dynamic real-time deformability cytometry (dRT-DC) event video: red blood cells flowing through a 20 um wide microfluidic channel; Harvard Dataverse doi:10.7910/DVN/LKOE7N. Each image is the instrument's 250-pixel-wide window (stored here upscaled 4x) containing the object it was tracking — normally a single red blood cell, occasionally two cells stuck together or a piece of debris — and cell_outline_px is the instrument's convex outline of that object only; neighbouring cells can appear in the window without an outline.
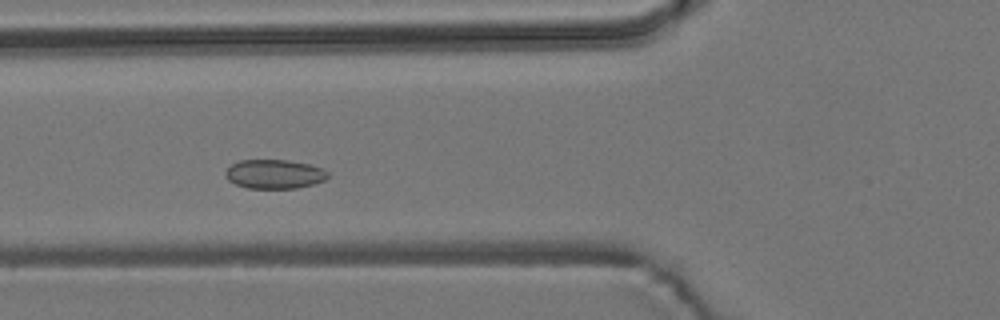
{"species": "common noctule bat (a hibernating species)", "species_latin": "Nyctalus noctula", "temperature_condition": "room temperature", "stored_images_in_passage": 7, "camera_frame_rate_fps": 3000, "um_per_image_px": 0.085, "animal": {"sex": "male", "body_mass_g": 19.2, "forearm_length_mm": 51.8}, "frame": {"image": 1, "passage_image": 4, "time_ms": 1.0, "image_size_px": [1000, 320], "cell_outline_px": [[328, 176], [324, 180], [312, 184], [296, 188], [248, 188], [236, 184], [228, 180], [224, 176], [224, 172], [232, 164], [240, 160], [288, 160], [308, 164], [324, 168], [328, 172]], "centroid_in_image_um": [23.31, 14.79], "position_along_channel_um": 102.5, "area_um2": 17.34}}
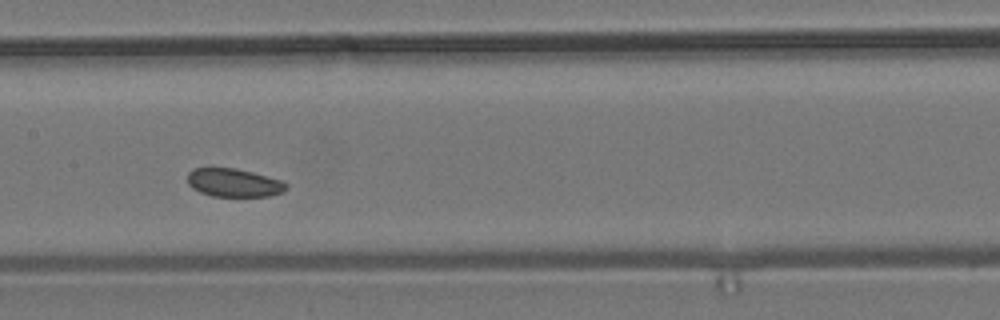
{"frame": {"image": 2, "passage_image": 6, "time_ms": 1.667, "image_size_px": [1000, 320], "cell_outline_px": [[288, 188], [284, 192], [268, 196], [212, 196], [200, 192], [192, 188], [188, 184], [188, 172], [192, 168], [236, 168], [252, 172], [280, 180], [288, 184]], "centroid_in_image_um": [19.87, 15.53], "position_along_channel_um": 187.5, "area_um2": 16.3}}
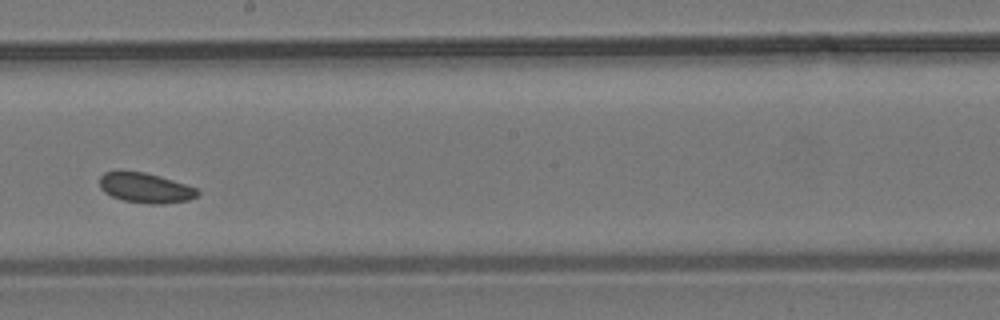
{"frame": {"image": 3, "passage_image": 7, "time_ms": 2.0, "image_size_px": [1000, 320], "cell_outline_px": [[200, 192], [196, 196], [188, 200], [164, 204], [152, 204], [124, 200], [112, 196], [104, 192], [100, 188], [100, 176], [104, 172], [120, 168], [144, 172], [160, 176], [196, 188]], "centroid_in_image_um": [12.3, 15.93], "position_along_channel_um": 235.9, "area_um2": 17.4}}